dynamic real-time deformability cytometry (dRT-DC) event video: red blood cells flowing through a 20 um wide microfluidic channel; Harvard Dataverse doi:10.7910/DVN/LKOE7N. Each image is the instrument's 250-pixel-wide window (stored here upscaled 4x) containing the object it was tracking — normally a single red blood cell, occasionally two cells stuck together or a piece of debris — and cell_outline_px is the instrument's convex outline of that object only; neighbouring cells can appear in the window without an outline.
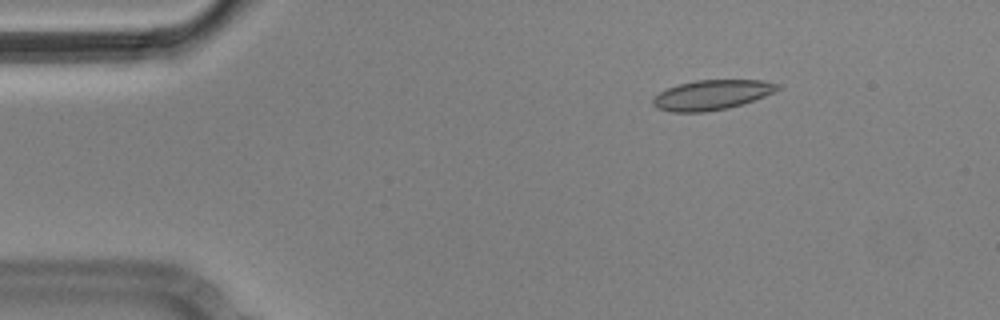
{"species": "Egyptian fruit bat (a non-hibernating species)", "species_latin": "Rousettus aegyptiacus", "temperature_condition": "cold", "stored_images_in_passage": 4, "camera_frame_rate_fps": 3000, "um_per_image_px": 0.085, "animal": {"sex": "male"}, "frame": {"image": 1, "passage_image": 1, "time_ms": 0.0, "image_size_px": [1000, 320], "cell_outline_px": [[784, 84], [780, 88], [764, 96], [728, 108], [704, 112], [672, 112], [656, 108], [652, 104], [652, 100], [660, 92], [668, 88], [680, 84], [696, 80], [760, 80]], "centroid_in_image_um": [60.5, 8.06], "position_along_channel_um": 24.5, "area_um2": 21.5}}
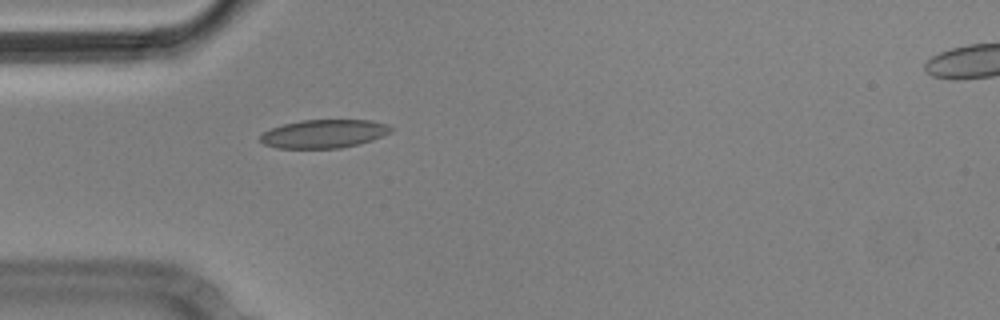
{"frame": {"image": 2, "passage_image": 3, "time_ms": 0.667, "image_size_px": [1000, 320], "cell_outline_px": [[396, 128], [392, 132], [372, 140], [360, 144], [340, 148], [276, 148], [264, 144], [260, 140], [260, 136], [264, 132], [272, 128], [284, 124], [300, 120], [372, 120], [388, 124]], "centroid_in_image_um": [27.59, 11.37], "position_along_channel_um": 57.4, "area_um2": 21.79}}